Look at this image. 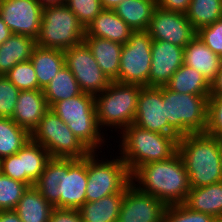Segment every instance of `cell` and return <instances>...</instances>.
<instances>
[{
	"mask_svg": "<svg viewBox=\"0 0 222 222\" xmlns=\"http://www.w3.org/2000/svg\"><path fill=\"white\" fill-rule=\"evenodd\" d=\"M21 90H39L38 79L31 61L16 64L6 75Z\"/></svg>",
	"mask_w": 222,
	"mask_h": 222,
	"instance_id": "e575fe53",
	"label": "cell"
},
{
	"mask_svg": "<svg viewBox=\"0 0 222 222\" xmlns=\"http://www.w3.org/2000/svg\"><path fill=\"white\" fill-rule=\"evenodd\" d=\"M153 39L147 31H134L121 51L118 82L149 86Z\"/></svg>",
	"mask_w": 222,
	"mask_h": 222,
	"instance_id": "30bf717a",
	"label": "cell"
},
{
	"mask_svg": "<svg viewBox=\"0 0 222 222\" xmlns=\"http://www.w3.org/2000/svg\"><path fill=\"white\" fill-rule=\"evenodd\" d=\"M64 58L65 65L71 70L82 92L95 96L104 91L111 83L84 40L66 49Z\"/></svg>",
	"mask_w": 222,
	"mask_h": 222,
	"instance_id": "7c38bea8",
	"label": "cell"
},
{
	"mask_svg": "<svg viewBox=\"0 0 222 222\" xmlns=\"http://www.w3.org/2000/svg\"><path fill=\"white\" fill-rule=\"evenodd\" d=\"M49 222H82L78 209L53 207Z\"/></svg>",
	"mask_w": 222,
	"mask_h": 222,
	"instance_id": "60d3db41",
	"label": "cell"
},
{
	"mask_svg": "<svg viewBox=\"0 0 222 222\" xmlns=\"http://www.w3.org/2000/svg\"><path fill=\"white\" fill-rule=\"evenodd\" d=\"M219 57H220V63L222 64V54Z\"/></svg>",
	"mask_w": 222,
	"mask_h": 222,
	"instance_id": "f907efd6",
	"label": "cell"
},
{
	"mask_svg": "<svg viewBox=\"0 0 222 222\" xmlns=\"http://www.w3.org/2000/svg\"><path fill=\"white\" fill-rule=\"evenodd\" d=\"M103 9L113 10L117 5H119L123 0H100Z\"/></svg>",
	"mask_w": 222,
	"mask_h": 222,
	"instance_id": "bcb514c9",
	"label": "cell"
},
{
	"mask_svg": "<svg viewBox=\"0 0 222 222\" xmlns=\"http://www.w3.org/2000/svg\"><path fill=\"white\" fill-rule=\"evenodd\" d=\"M50 110L67 124L91 152L100 149L102 153L101 148L107 142L104 132L98 126L94 95L82 92L73 98L54 103Z\"/></svg>",
	"mask_w": 222,
	"mask_h": 222,
	"instance_id": "277c9868",
	"label": "cell"
},
{
	"mask_svg": "<svg viewBox=\"0 0 222 222\" xmlns=\"http://www.w3.org/2000/svg\"><path fill=\"white\" fill-rule=\"evenodd\" d=\"M222 139L203 133H190L178 142V153L189 176L191 188L222 182Z\"/></svg>",
	"mask_w": 222,
	"mask_h": 222,
	"instance_id": "7a4b0ae2",
	"label": "cell"
},
{
	"mask_svg": "<svg viewBox=\"0 0 222 222\" xmlns=\"http://www.w3.org/2000/svg\"><path fill=\"white\" fill-rule=\"evenodd\" d=\"M84 41L89 46L93 57L105 76L110 81L118 82L123 45L108 39L90 36H84Z\"/></svg>",
	"mask_w": 222,
	"mask_h": 222,
	"instance_id": "7402d4cb",
	"label": "cell"
},
{
	"mask_svg": "<svg viewBox=\"0 0 222 222\" xmlns=\"http://www.w3.org/2000/svg\"><path fill=\"white\" fill-rule=\"evenodd\" d=\"M98 155L99 152L87 155L86 201L88 202L97 201L114 193H125L132 183L131 173L121 156L109 160L103 158L102 154V157L98 158Z\"/></svg>",
	"mask_w": 222,
	"mask_h": 222,
	"instance_id": "ba28073f",
	"label": "cell"
},
{
	"mask_svg": "<svg viewBox=\"0 0 222 222\" xmlns=\"http://www.w3.org/2000/svg\"><path fill=\"white\" fill-rule=\"evenodd\" d=\"M142 87L111 81L104 91L95 95L97 122L102 132L108 127L121 133L134 123Z\"/></svg>",
	"mask_w": 222,
	"mask_h": 222,
	"instance_id": "5b68a950",
	"label": "cell"
},
{
	"mask_svg": "<svg viewBox=\"0 0 222 222\" xmlns=\"http://www.w3.org/2000/svg\"><path fill=\"white\" fill-rule=\"evenodd\" d=\"M185 15L198 31L222 18V0H191Z\"/></svg>",
	"mask_w": 222,
	"mask_h": 222,
	"instance_id": "d6a6232c",
	"label": "cell"
},
{
	"mask_svg": "<svg viewBox=\"0 0 222 222\" xmlns=\"http://www.w3.org/2000/svg\"><path fill=\"white\" fill-rule=\"evenodd\" d=\"M122 160L132 174L138 167L171 158L178 152L180 136H171L142 129L134 124L118 133Z\"/></svg>",
	"mask_w": 222,
	"mask_h": 222,
	"instance_id": "3957f363",
	"label": "cell"
},
{
	"mask_svg": "<svg viewBox=\"0 0 222 222\" xmlns=\"http://www.w3.org/2000/svg\"><path fill=\"white\" fill-rule=\"evenodd\" d=\"M87 156L69 158V170L64 174V196L60 208L79 209L86 202Z\"/></svg>",
	"mask_w": 222,
	"mask_h": 222,
	"instance_id": "ac0fdd59",
	"label": "cell"
},
{
	"mask_svg": "<svg viewBox=\"0 0 222 222\" xmlns=\"http://www.w3.org/2000/svg\"><path fill=\"white\" fill-rule=\"evenodd\" d=\"M30 139L29 131L11 118L0 117V160L16 154Z\"/></svg>",
	"mask_w": 222,
	"mask_h": 222,
	"instance_id": "1f68e13d",
	"label": "cell"
},
{
	"mask_svg": "<svg viewBox=\"0 0 222 222\" xmlns=\"http://www.w3.org/2000/svg\"><path fill=\"white\" fill-rule=\"evenodd\" d=\"M168 89L192 95H210V83L194 68L183 64L165 85Z\"/></svg>",
	"mask_w": 222,
	"mask_h": 222,
	"instance_id": "f546056e",
	"label": "cell"
},
{
	"mask_svg": "<svg viewBox=\"0 0 222 222\" xmlns=\"http://www.w3.org/2000/svg\"><path fill=\"white\" fill-rule=\"evenodd\" d=\"M210 96H222V64L217 75L210 82Z\"/></svg>",
	"mask_w": 222,
	"mask_h": 222,
	"instance_id": "7bdbcfd3",
	"label": "cell"
},
{
	"mask_svg": "<svg viewBox=\"0 0 222 222\" xmlns=\"http://www.w3.org/2000/svg\"><path fill=\"white\" fill-rule=\"evenodd\" d=\"M156 7V0H123L113 10L133 31H147Z\"/></svg>",
	"mask_w": 222,
	"mask_h": 222,
	"instance_id": "4316f807",
	"label": "cell"
},
{
	"mask_svg": "<svg viewBox=\"0 0 222 222\" xmlns=\"http://www.w3.org/2000/svg\"><path fill=\"white\" fill-rule=\"evenodd\" d=\"M149 87L165 86L184 64V48L167 41L153 40Z\"/></svg>",
	"mask_w": 222,
	"mask_h": 222,
	"instance_id": "e0dca14e",
	"label": "cell"
},
{
	"mask_svg": "<svg viewBox=\"0 0 222 222\" xmlns=\"http://www.w3.org/2000/svg\"><path fill=\"white\" fill-rule=\"evenodd\" d=\"M205 132L222 139V96H209Z\"/></svg>",
	"mask_w": 222,
	"mask_h": 222,
	"instance_id": "ab89813d",
	"label": "cell"
},
{
	"mask_svg": "<svg viewBox=\"0 0 222 222\" xmlns=\"http://www.w3.org/2000/svg\"><path fill=\"white\" fill-rule=\"evenodd\" d=\"M12 35L11 30L0 17V46Z\"/></svg>",
	"mask_w": 222,
	"mask_h": 222,
	"instance_id": "f6af8a7d",
	"label": "cell"
},
{
	"mask_svg": "<svg viewBox=\"0 0 222 222\" xmlns=\"http://www.w3.org/2000/svg\"><path fill=\"white\" fill-rule=\"evenodd\" d=\"M220 165H221V168H222V146H221V161H220Z\"/></svg>",
	"mask_w": 222,
	"mask_h": 222,
	"instance_id": "681fc988",
	"label": "cell"
},
{
	"mask_svg": "<svg viewBox=\"0 0 222 222\" xmlns=\"http://www.w3.org/2000/svg\"><path fill=\"white\" fill-rule=\"evenodd\" d=\"M35 47L32 37L12 34L0 46V75L5 76L16 64L29 61Z\"/></svg>",
	"mask_w": 222,
	"mask_h": 222,
	"instance_id": "d4e9b609",
	"label": "cell"
},
{
	"mask_svg": "<svg viewBox=\"0 0 222 222\" xmlns=\"http://www.w3.org/2000/svg\"><path fill=\"white\" fill-rule=\"evenodd\" d=\"M31 139L41 144L51 158L82 159L91 153L67 124L50 109L31 133Z\"/></svg>",
	"mask_w": 222,
	"mask_h": 222,
	"instance_id": "9c48e42d",
	"label": "cell"
},
{
	"mask_svg": "<svg viewBox=\"0 0 222 222\" xmlns=\"http://www.w3.org/2000/svg\"><path fill=\"white\" fill-rule=\"evenodd\" d=\"M30 61L37 75L39 90H43L65 66L64 51L36 46Z\"/></svg>",
	"mask_w": 222,
	"mask_h": 222,
	"instance_id": "484cf974",
	"label": "cell"
},
{
	"mask_svg": "<svg viewBox=\"0 0 222 222\" xmlns=\"http://www.w3.org/2000/svg\"><path fill=\"white\" fill-rule=\"evenodd\" d=\"M166 205L133 183L125 190L117 222H162Z\"/></svg>",
	"mask_w": 222,
	"mask_h": 222,
	"instance_id": "2e32d148",
	"label": "cell"
},
{
	"mask_svg": "<svg viewBox=\"0 0 222 222\" xmlns=\"http://www.w3.org/2000/svg\"><path fill=\"white\" fill-rule=\"evenodd\" d=\"M191 0H156L157 7L166 11L186 13Z\"/></svg>",
	"mask_w": 222,
	"mask_h": 222,
	"instance_id": "b9f144b4",
	"label": "cell"
},
{
	"mask_svg": "<svg viewBox=\"0 0 222 222\" xmlns=\"http://www.w3.org/2000/svg\"><path fill=\"white\" fill-rule=\"evenodd\" d=\"M213 220L212 216L190 210L182 203L166 206L162 222H212Z\"/></svg>",
	"mask_w": 222,
	"mask_h": 222,
	"instance_id": "8d00e7d4",
	"label": "cell"
},
{
	"mask_svg": "<svg viewBox=\"0 0 222 222\" xmlns=\"http://www.w3.org/2000/svg\"><path fill=\"white\" fill-rule=\"evenodd\" d=\"M64 3L84 28L103 10L100 0H65Z\"/></svg>",
	"mask_w": 222,
	"mask_h": 222,
	"instance_id": "d590c367",
	"label": "cell"
},
{
	"mask_svg": "<svg viewBox=\"0 0 222 222\" xmlns=\"http://www.w3.org/2000/svg\"><path fill=\"white\" fill-rule=\"evenodd\" d=\"M134 31L115 13L114 10L103 9L85 28V36L99 37L126 44Z\"/></svg>",
	"mask_w": 222,
	"mask_h": 222,
	"instance_id": "44dd1931",
	"label": "cell"
},
{
	"mask_svg": "<svg viewBox=\"0 0 222 222\" xmlns=\"http://www.w3.org/2000/svg\"><path fill=\"white\" fill-rule=\"evenodd\" d=\"M43 6L37 0H0V17L12 34L37 39Z\"/></svg>",
	"mask_w": 222,
	"mask_h": 222,
	"instance_id": "4fadbf2b",
	"label": "cell"
},
{
	"mask_svg": "<svg viewBox=\"0 0 222 222\" xmlns=\"http://www.w3.org/2000/svg\"><path fill=\"white\" fill-rule=\"evenodd\" d=\"M50 159L49 152L30 139L16 154L0 160V172L28 187L33 186Z\"/></svg>",
	"mask_w": 222,
	"mask_h": 222,
	"instance_id": "8fae6325",
	"label": "cell"
},
{
	"mask_svg": "<svg viewBox=\"0 0 222 222\" xmlns=\"http://www.w3.org/2000/svg\"><path fill=\"white\" fill-rule=\"evenodd\" d=\"M134 125L152 132L179 136L168 124L161 87L144 86L138 96Z\"/></svg>",
	"mask_w": 222,
	"mask_h": 222,
	"instance_id": "9a60e30c",
	"label": "cell"
},
{
	"mask_svg": "<svg viewBox=\"0 0 222 222\" xmlns=\"http://www.w3.org/2000/svg\"><path fill=\"white\" fill-rule=\"evenodd\" d=\"M68 170L69 158H51L34 182L33 186L53 207L60 208V196H64V174Z\"/></svg>",
	"mask_w": 222,
	"mask_h": 222,
	"instance_id": "ffe728a7",
	"label": "cell"
},
{
	"mask_svg": "<svg viewBox=\"0 0 222 222\" xmlns=\"http://www.w3.org/2000/svg\"><path fill=\"white\" fill-rule=\"evenodd\" d=\"M0 222H22L14 210H1Z\"/></svg>",
	"mask_w": 222,
	"mask_h": 222,
	"instance_id": "ee69618b",
	"label": "cell"
},
{
	"mask_svg": "<svg viewBox=\"0 0 222 222\" xmlns=\"http://www.w3.org/2000/svg\"><path fill=\"white\" fill-rule=\"evenodd\" d=\"M183 204L190 210L222 218V182L190 188Z\"/></svg>",
	"mask_w": 222,
	"mask_h": 222,
	"instance_id": "cb8c5ba5",
	"label": "cell"
},
{
	"mask_svg": "<svg viewBox=\"0 0 222 222\" xmlns=\"http://www.w3.org/2000/svg\"><path fill=\"white\" fill-rule=\"evenodd\" d=\"M209 96L181 94L162 86L165 117L180 137L206 131Z\"/></svg>",
	"mask_w": 222,
	"mask_h": 222,
	"instance_id": "8992f818",
	"label": "cell"
},
{
	"mask_svg": "<svg viewBox=\"0 0 222 222\" xmlns=\"http://www.w3.org/2000/svg\"><path fill=\"white\" fill-rule=\"evenodd\" d=\"M27 188L25 183L14 180L0 172V211L14 210Z\"/></svg>",
	"mask_w": 222,
	"mask_h": 222,
	"instance_id": "836d02e7",
	"label": "cell"
},
{
	"mask_svg": "<svg viewBox=\"0 0 222 222\" xmlns=\"http://www.w3.org/2000/svg\"><path fill=\"white\" fill-rule=\"evenodd\" d=\"M53 206L34 187L23 193L14 211L22 222H49Z\"/></svg>",
	"mask_w": 222,
	"mask_h": 222,
	"instance_id": "f1b7e54d",
	"label": "cell"
},
{
	"mask_svg": "<svg viewBox=\"0 0 222 222\" xmlns=\"http://www.w3.org/2000/svg\"><path fill=\"white\" fill-rule=\"evenodd\" d=\"M48 107L54 103L73 98L82 93L71 70L65 65L43 89Z\"/></svg>",
	"mask_w": 222,
	"mask_h": 222,
	"instance_id": "4dcf8cb0",
	"label": "cell"
},
{
	"mask_svg": "<svg viewBox=\"0 0 222 222\" xmlns=\"http://www.w3.org/2000/svg\"><path fill=\"white\" fill-rule=\"evenodd\" d=\"M43 7L62 3L61 0H37Z\"/></svg>",
	"mask_w": 222,
	"mask_h": 222,
	"instance_id": "7dc6e473",
	"label": "cell"
},
{
	"mask_svg": "<svg viewBox=\"0 0 222 222\" xmlns=\"http://www.w3.org/2000/svg\"><path fill=\"white\" fill-rule=\"evenodd\" d=\"M49 109L43 90H21L12 120L32 133Z\"/></svg>",
	"mask_w": 222,
	"mask_h": 222,
	"instance_id": "d6986e66",
	"label": "cell"
},
{
	"mask_svg": "<svg viewBox=\"0 0 222 222\" xmlns=\"http://www.w3.org/2000/svg\"><path fill=\"white\" fill-rule=\"evenodd\" d=\"M147 32L153 40L167 41L182 48L197 35V30L184 13L158 7L153 11Z\"/></svg>",
	"mask_w": 222,
	"mask_h": 222,
	"instance_id": "5bb4252c",
	"label": "cell"
},
{
	"mask_svg": "<svg viewBox=\"0 0 222 222\" xmlns=\"http://www.w3.org/2000/svg\"><path fill=\"white\" fill-rule=\"evenodd\" d=\"M212 222H222V218H214Z\"/></svg>",
	"mask_w": 222,
	"mask_h": 222,
	"instance_id": "c3c4849f",
	"label": "cell"
},
{
	"mask_svg": "<svg viewBox=\"0 0 222 222\" xmlns=\"http://www.w3.org/2000/svg\"><path fill=\"white\" fill-rule=\"evenodd\" d=\"M124 193H114L97 201H86L79 209L82 222H117Z\"/></svg>",
	"mask_w": 222,
	"mask_h": 222,
	"instance_id": "83f0119b",
	"label": "cell"
},
{
	"mask_svg": "<svg viewBox=\"0 0 222 222\" xmlns=\"http://www.w3.org/2000/svg\"><path fill=\"white\" fill-rule=\"evenodd\" d=\"M184 64L201 73L209 83L221 65L219 55L212 52L197 35L184 48Z\"/></svg>",
	"mask_w": 222,
	"mask_h": 222,
	"instance_id": "603a6c76",
	"label": "cell"
},
{
	"mask_svg": "<svg viewBox=\"0 0 222 222\" xmlns=\"http://www.w3.org/2000/svg\"><path fill=\"white\" fill-rule=\"evenodd\" d=\"M197 36L215 54H222V18L213 24L201 27L197 31Z\"/></svg>",
	"mask_w": 222,
	"mask_h": 222,
	"instance_id": "f35d334b",
	"label": "cell"
},
{
	"mask_svg": "<svg viewBox=\"0 0 222 222\" xmlns=\"http://www.w3.org/2000/svg\"><path fill=\"white\" fill-rule=\"evenodd\" d=\"M84 36L85 28L64 2L43 7L36 46L65 51L82 42Z\"/></svg>",
	"mask_w": 222,
	"mask_h": 222,
	"instance_id": "52a82bcc",
	"label": "cell"
},
{
	"mask_svg": "<svg viewBox=\"0 0 222 222\" xmlns=\"http://www.w3.org/2000/svg\"><path fill=\"white\" fill-rule=\"evenodd\" d=\"M131 182L140 191L156 197L166 206L184 203L191 188L187 170L178 152L167 160L138 167L131 174Z\"/></svg>",
	"mask_w": 222,
	"mask_h": 222,
	"instance_id": "6da1fadb",
	"label": "cell"
},
{
	"mask_svg": "<svg viewBox=\"0 0 222 222\" xmlns=\"http://www.w3.org/2000/svg\"><path fill=\"white\" fill-rule=\"evenodd\" d=\"M19 93L6 76L0 75V117L12 119Z\"/></svg>",
	"mask_w": 222,
	"mask_h": 222,
	"instance_id": "74e56055",
	"label": "cell"
}]
</instances>
